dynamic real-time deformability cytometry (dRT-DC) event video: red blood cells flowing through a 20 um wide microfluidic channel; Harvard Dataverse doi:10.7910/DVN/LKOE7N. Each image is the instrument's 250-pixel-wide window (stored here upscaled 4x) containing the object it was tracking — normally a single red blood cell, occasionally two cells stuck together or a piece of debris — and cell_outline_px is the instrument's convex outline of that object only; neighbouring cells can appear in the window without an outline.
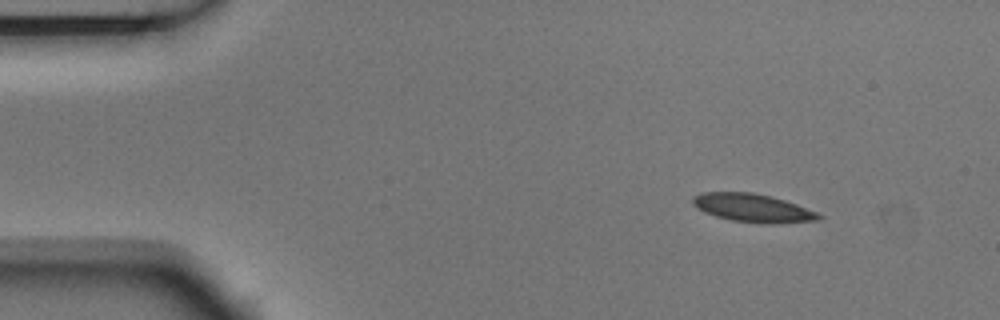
{"species": "Egyptian fruit bat (a non-hibernating species)", "species_latin": "Rousettus aegyptiacus", "temperature_condition": "room temperature", "stored_images_in_passage": 4, "camera_frame_rate_fps": 3000, "um_per_image_px": 0.085, "animal": {"sex": "male"}, "frame": {"image": 1, "passage_image": 1, "time_ms": 0.0, "image_size_px": [1000, 320], "cell_outline_px": [[824, 216], [820, 220], [768, 224], [732, 220], [716, 216], [704, 212], [696, 208], [692, 204], [692, 196], [704, 192], [752, 192], [784, 200], [796, 204], [816, 212]], "centroid_in_image_um": [63.96, 17.67], "position_along_channel_um": 21.0, "area_um2": 20.63}}
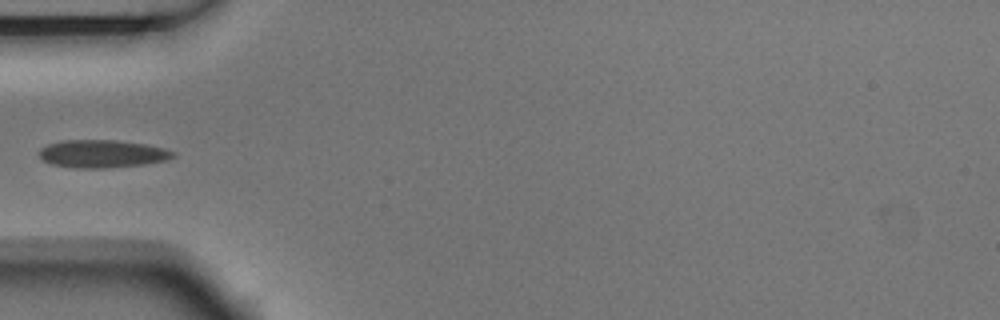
{"frame": {"image": 2, "passage_image": 4, "time_ms": 1.0, "image_size_px": [1000, 320], "cell_outline_px": [[176, 156], [168, 160], [144, 164], [104, 168], [72, 168], [52, 164], [44, 160], [40, 156], [40, 148], [48, 144], [60, 140], [116, 140], [144, 144], [164, 148], [176, 152]], "centroid_in_image_um": [8.71, 13.07], "position_along_channel_um": 76.3, "area_um2": 21.73}}